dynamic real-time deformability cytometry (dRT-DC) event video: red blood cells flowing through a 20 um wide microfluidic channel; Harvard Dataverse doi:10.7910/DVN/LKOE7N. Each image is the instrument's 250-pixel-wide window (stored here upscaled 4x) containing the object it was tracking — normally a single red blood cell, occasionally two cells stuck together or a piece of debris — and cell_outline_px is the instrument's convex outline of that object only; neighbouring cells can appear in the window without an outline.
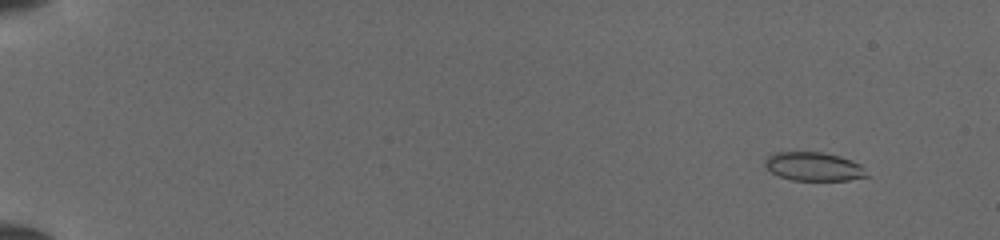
{"species": "common noctule bat (a hibernating species)", "species_latin": "Nyctalus noctula", "temperature_condition": "cold", "stored_images_in_passage": 51, "camera_frame_rate_fps": 3000, "um_per_image_px": 0.085, "animal": {"sex": "female", "body_mass_g": 19.5, "forearm_length_mm": 54.1}, "frame": {"image": 1, "passage_image": 5, "time_ms": 1.333, "image_size_px": [1000, 240], "cell_outline_px": [[868, 176], [848, 180], [792, 180], [780, 176], [772, 172], [764, 164], [764, 160], [768, 156], [776, 152], [820, 152], [840, 156], [852, 160], [860, 164]], "centroid_in_image_um": [69.15, 14.15], "position_along_channel_um": 15.8, "area_um2": 16.82}}
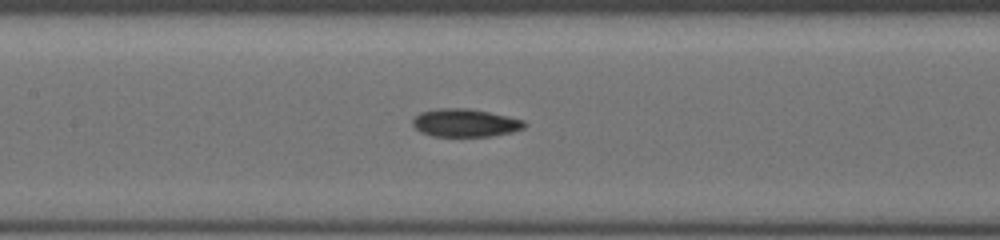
{"frame": {"image": 2, "passage_image": 27, "time_ms": 8.667, "image_size_px": [1000, 240], "cell_outline_px": [[528, 124], [524, 128], [512, 132], [488, 136], [432, 136], [420, 132], [412, 124], [412, 120], [420, 112], [436, 108], [468, 108], [508, 116], [524, 120]], "centroid_in_image_um": [39.53, 10.44], "position_along_channel_um": 167.9, "area_um2": 18.26}}
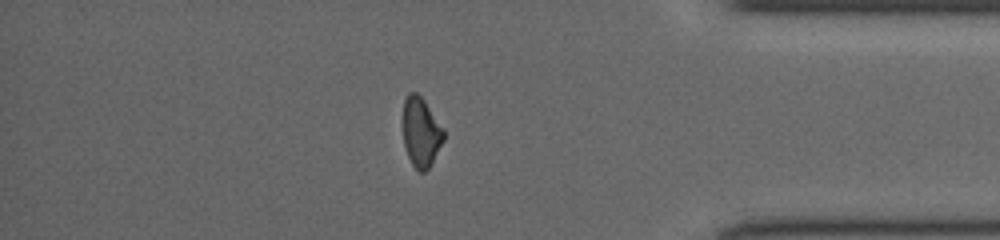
{"frame": {"image": 3, "passage_image": 45, "time_ms": 14.667, "image_size_px": [1000, 240], "cell_outline_px": [[444, 140], [428, 168], [424, 172], [420, 172], [412, 164], [408, 156], [404, 144], [404, 100], [408, 92], [416, 92], [424, 100], [444, 128]], "centroid_in_image_um": [35.8, 11.21], "position_along_channel_um": 399.4, "area_um2": 16.24}}